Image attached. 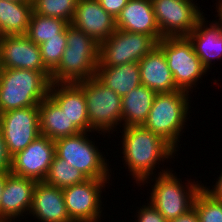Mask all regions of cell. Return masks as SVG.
<instances>
[{"label": "cell", "mask_w": 222, "mask_h": 222, "mask_svg": "<svg viewBox=\"0 0 222 222\" xmlns=\"http://www.w3.org/2000/svg\"><path fill=\"white\" fill-rule=\"evenodd\" d=\"M121 129L119 130L122 133L120 153L123 156L120 158L124 162L123 165L125 164V169H128L127 171L130 173L128 175L132 176L131 179H134L137 186L150 177L171 170L170 166L166 167L163 163L165 160H174V156H178V154L162 137L143 125L122 127ZM160 164L163 165L161 169ZM156 168L161 171L158 172Z\"/></svg>", "instance_id": "obj_1"}, {"label": "cell", "mask_w": 222, "mask_h": 222, "mask_svg": "<svg viewBox=\"0 0 222 222\" xmlns=\"http://www.w3.org/2000/svg\"><path fill=\"white\" fill-rule=\"evenodd\" d=\"M66 48L51 72V83H77L96 76L99 44L71 24L66 29Z\"/></svg>", "instance_id": "obj_2"}, {"label": "cell", "mask_w": 222, "mask_h": 222, "mask_svg": "<svg viewBox=\"0 0 222 222\" xmlns=\"http://www.w3.org/2000/svg\"><path fill=\"white\" fill-rule=\"evenodd\" d=\"M50 71L0 69V113L39 106L49 95Z\"/></svg>", "instance_id": "obj_3"}, {"label": "cell", "mask_w": 222, "mask_h": 222, "mask_svg": "<svg viewBox=\"0 0 222 222\" xmlns=\"http://www.w3.org/2000/svg\"><path fill=\"white\" fill-rule=\"evenodd\" d=\"M191 94L178 90L157 93L147 120L143 126L162 137L177 152L181 147L180 139L185 133L191 109ZM191 109V110H189ZM189 115V116H188Z\"/></svg>", "instance_id": "obj_4"}, {"label": "cell", "mask_w": 222, "mask_h": 222, "mask_svg": "<svg viewBox=\"0 0 222 222\" xmlns=\"http://www.w3.org/2000/svg\"><path fill=\"white\" fill-rule=\"evenodd\" d=\"M173 170L150 177L144 180L139 187L150 184L152 190L146 199L163 217L169 221L187 213L193 208L195 196L203 187L202 181L192 180L185 182L178 178ZM151 182V183H150ZM183 183V184H182ZM202 183V184H201Z\"/></svg>", "instance_id": "obj_5"}, {"label": "cell", "mask_w": 222, "mask_h": 222, "mask_svg": "<svg viewBox=\"0 0 222 222\" xmlns=\"http://www.w3.org/2000/svg\"><path fill=\"white\" fill-rule=\"evenodd\" d=\"M91 133L80 132L55 140V154L69 166L80 170L88 179L110 180L112 168L110 169L109 159H106L105 152L99 149V145L95 144V137L94 140L91 138L93 131Z\"/></svg>", "instance_id": "obj_6"}, {"label": "cell", "mask_w": 222, "mask_h": 222, "mask_svg": "<svg viewBox=\"0 0 222 222\" xmlns=\"http://www.w3.org/2000/svg\"><path fill=\"white\" fill-rule=\"evenodd\" d=\"M77 84L84 92L90 132L110 138V133L112 135L120 129L119 127L122 128V97L103 85L96 77Z\"/></svg>", "instance_id": "obj_7"}, {"label": "cell", "mask_w": 222, "mask_h": 222, "mask_svg": "<svg viewBox=\"0 0 222 222\" xmlns=\"http://www.w3.org/2000/svg\"><path fill=\"white\" fill-rule=\"evenodd\" d=\"M157 46L166 57L176 88L191 94L209 72L196 55L192 42L188 37H166Z\"/></svg>", "instance_id": "obj_8"}, {"label": "cell", "mask_w": 222, "mask_h": 222, "mask_svg": "<svg viewBox=\"0 0 222 222\" xmlns=\"http://www.w3.org/2000/svg\"><path fill=\"white\" fill-rule=\"evenodd\" d=\"M157 44L158 42L152 36L116 29L111 36L99 44L97 67L139 62Z\"/></svg>", "instance_id": "obj_9"}, {"label": "cell", "mask_w": 222, "mask_h": 222, "mask_svg": "<svg viewBox=\"0 0 222 222\" xmlns=\"http://www.w3.org/2000/svg\"><path fill=\"white\" fill-rule=\"evenodd\" d=\"M196 2L197 0H151L162 38L187 37L196 28L198 21L206 14Z\"/></svg>", "instance_id": "obj_10"}, {"label": "cell", "mask_w": 222, "mask_h": 222, "mask_svg": "<svg viewBox=\"0 0 222 222\" xmlns=\"http://www.w3.org/2000/svg\"><path fill=\"white\" fill-rule=\"evenodd\" d=\"M109 181L112 180L87 179L62 189L66 210L73 222H99L104 217L101 194L111 184Z\"/></svg>", "instance_id": "obj_11"}, {"label": "cell", "mask_w": 222, "mask_h": 222, "mask_svg": "<svg viewBox=\"0 0 222 222\" xmlns=\"http://www.w3.org/2000/svg\"><path fill=\"white\" fill-rule=\"evenodd\" d=\"M0 132L11 156L22 151L41 135L39 107H25L0 113Z\"/></svg>", "instance_id": "obj_12"}, {"label": "cell", "mask_w": 222, "mask_h": 222, "mask_svg": "<svg viewBox=\"0 0 222 222\" xmlns=\"http://www.w3.org/2000/svg\"><path fill=\"white\" fill-rule=\"evenodd\" d=\"M55 155V141L40 135L25 149L12 156L10 173L44 181Z\"/></svg>", "instance_id": "obj_13"}, {"label": "cell", "mask_w": 222, "mask_h": 222, "mask_svg": "<svg viewBox=\"0 0 222 222\" xmlns=\"http://www.w3.org/2000/svg\"><path fill=\"white\" fill-rule=\"evenodd\" d=\"M0 68L49 71L42 61L39 45L26 35L0 37Z\"/></svg>", "instance_id": "obj_14"}, {"label": "cell", "mask_w": 222, "mask_h": 222, "mask_svg": "<svg viewBox=\"0 0 222 222\" xmlns=\"http://www.w3.org/2000/svg\"><path fill=\"white\" fill-rule=\"evenodd\" d=\"M70 24L98 44L105 41L116 30L115 18L102 8L98 0H78Z\"/></svg>", "instance_id": "obj_15"}, {"label": "cell", "mask_w": 222, "mask_h": 222, "mask_svg": "<svg viewBox=\"0 0 222 222\" xmlns=\"http://www.w3.org/2000/svg\"><path fill=\"white\" fill-rule=\"evenodd\" d=\"M37 181L10 173L6 177L5 187L0 201V219L21 222L28 218L32 205L34 187ZM26 214V215H25ZM18 218V219H17Z\"/></svg>", "instance_id": "obj_16"}, {"label": "cell", "mask_w": 222, "mask_h": 222, "mask_svg": "<svg viewBox=\"0 0 222 222\" xmlns=\"http://www.w3.org/2000/svg\"><path fill=\"white\" fill-rule=\"evenodd\" d=\"M29 216L36 222H73L66 210L62 189L37 182L34 187Z\"/></svg>", "instance_id": "obj_17"}, {"label": "cell", "mask_w": 222, "mask_h": 222, "mask_svg": "<svg viewBox=\"0 0 222 222\" xmlns=\"http://www.w3.org/2000/svg\"><path fill=\"white\" fill-rule=\"evenodd\" d=\"M115 24L119 30L149 35L157 42L162 39L151 0H128L116 17Z\"/></svg>", "instance_id": "obj_18"}, {"label": "cell", "mask_w": 222, "mask_h": 222, "mask_svg": "<svg viewBox=\"0 0 222 222\" xmlns=\"http://www.w3.org/2000/svg\"><path fill=\"white\" fill-rule=\"evenodd\" d=\"M49 96L81 132L90 131L84 92L77 83H51Z\"/></svg>", "instance_id": "obj_19"}, {"label": "cell", "mask_w": 222, "mask_h": 222, "mask_svg": "<svg viewBox=\"0 0 222 222\" xmlns=\"http://www.w3.org/2000/svg\"><path fill=\"white\" fill-rule=\"evenodd\" d=\"M206 19L203 16L187 37L192 42L196 55L209 71L215 59L218 61L222 58V23L217 18L211 23Z\"/></svg>", "instance_id": "obj_20"}, {"label": "cell", "mask_w": 222, "mask_h": 222, "mask_svg": "<svg viewBox=\"0 0 222 222\" xmlns=\"http://www.w3.org/2000/svg\"><path fill=\"white\" fill-rule=\"evenodd\" d=\"M141 84L156 93L178 91L163 51L156 46L139 62Z\"/></svg>", "instance_id": "obj_21"}, {"label": "cell", "mask_w": 222, "mask_h": 222, "mask_svg": "<svg viewBox=\"0 0 222 222\" xmlns=\"http://www.w3.org/2000/svg\"><path fill=\"white\" fill-rule=\"evenodd\" d=\"M38 107L41 135L55 141L81 132L49 95L40 102Z\"/></svg>", "instance_id": "obj_22"}, {"label": "cell", "mask_w": 222, "mask_h": 222, "mask_svg": "<svg viewBox=\"0 0 222 222\" xmlns=\"http://www.w3.org/2000/svg\"><path fill=\"white\" fill-rule=\"evenodd\" d=\"M95 77L120 97L141 85L138 62L112 67H97Z\"/></svg>", "instance_id": "obj_23"}, {"label": "cell", "mask_w": 222, "mask_h": 222, "mask_svg": "<svg viewBox=\"0 0 222 222\" xmlns=\"http://www.w3.org/2000/svg\"><path fill=\"white\" fill-rule=\"evenodd\" d=\"M156 92L139 85L122 97V127L141 126L147 120Z\"/></svg>", "instance_id": "obj_24"}, {"label": "cell", "mask_w": 222, "mask_h": 222, "mask_svg": "<svg viewBox=\"0 0 222 222\" xmlns=\"http://www.w3.org/2000/svg\"><path fill=\"white\" fill-rule=\"evenodd\" d=\"M33 13V3L0 0V37L26 35Z\"/></svg>", "instance_id": "obj_25"}, {"label": "cell", "mask_w": 222, "mask_h": 222, "mask_svg": "<svg viewBox=\"0 0 222 222\" xmlns=\"http://www.w3.org/2000/svg\"><path fill=\"white\" fill-rule=\"evenodd\" d=\"M69 24L59 18L43 16L33 11L26 36L37 45L59 35H66Z\"/></svg>", "instance_id": "obj_26"}, {"label": "cell", "mask_w": 222, "mask_h": 222, "mask_svg": "<svg viewBox=\"0 0 222 222\" xmlns=\"http://www.w3.org/2000/svg\"><path fill=\"white\" fill-rule=\"evenodd\" d=\"M88 178L80 171L56 154L53 157L49 172L44 180L46 184L60 189L70 187L86 181Z\"/></svg>", "instance_id": "obj_27"}, {"label": "cell", "mask_w": 222, "mask_h": 222, "mask_svg": "<svg viewBox=\"0 0 222 222\" xmlns=\"http://www.w3.org/2000/svg\"><path fill=\"white\" fill-rule=\"evenodd\" d=\"M33 11L39 15L55 17L70 24L78 0H33Z\"/></svg>", "instance_id": "obj_28"}, {"label": "cell", "mask_w": 222, "mask_h": 222, "mask_svg": "<svg viewBox=\"0 0 222 222\" xmlns=\"http://www.w3.org/2000/svg\"><path fill=\"white\" fill-rule=\"evenodd\" d=\"M200 222H222V201L216 200L203 187L194 199Z\"/></svg>", "instance_id": "obj_29"}, {"label": "cell", "mask_w": 222, "mask_h": 222, "mask_svg": "<svg viewBox=\"0 0 222 222\" xmlns=\"http://www.w3.org/2000/svg\"><path fill=\"white\" fill-rule=\"evenodd\" d=\"M66 43V35H59V38L48 39L39 45L44 66L50 72L59 65Z\"/></svg>", "instance_id": "obj_30"}, {"label": "cell", "mask_w": 222, "mask_h": 222, "mask_svg": "<svg viewBox=\"0 0 222 222\" xmlns=\"http://www.w3.org/2000/svg\"><path fill=\"white\" fill-rule=\"evenodd\" d=\"M143 204L134 213V222H167L161 213H159L148 201ZM140 208V209H139ZM137 218V219H136Z\"/></svg>", "instance_id": "obj_31"}, {"label": "cell", "mask_w": 222, "mask_h": 222, "mask_svg": "<svg viewBox=\"0 0 222 222\" xmlns=\"http://www.w3.org/2000/svg\"><path fill=\"white\" fill-rule=\"evenodd\" d=\"M12 156L9 154L7 144L0 132V172H10Z\"/></svg>", "instance_id": "obj_32"}, {"label": "cell", "mask_w": 222, "mask_h": 222, "mask_svg": "<svg viewBox=\"0 0 222 222\" xmlns=\"http://www.w3.org/2000/svg\"><path fill=\"white\" fill-rule=\"evenodd\" d=\"M102 8L116 19L128 0H98Z\"/></svg>", "instance_id": "obj_33"}, {"label": "cell", "mask_w": 222, "mask_h": 222, "mask_svg": "<svg viewBox=\"0 0 222 222\" xmlns=\"http://www.w3.org/2000/svg\"><path fill=\"white\" fill-rule=\"evenodd\" d=\"M221 173L219 174V177H217L215 184L213 186H206L203 184V189L208 192L213 198L216 200L222 201V169H220Z\"/></svg>", "instance_id": "obj_34"}, {"label": "cell", "mask_w": 222, "mask_h": 222, "mask_svg": "<svg viewBox=\"0 0 222 222\" xmlns=\"http://www.w3.org/2000/svg\"><path fill=\"white\" fill-rule=\"evenodd\" d=\"M167 222H200V220L195 208L193 207L187 213Z\"/></svg>", "instance_id": "obj_35"}, {"label": "cell", "mask_w": 222, "mask_h": 222, "mask_svg": "<svg viewBox=\"0 0 222 222\" xmlns=\"http://www.w3.org/2000/svg\"><path fill=\"white\" fill-rule=\"evenodd\" d=\"M10 174V172H0V201L2 197V193L5 187L6 177Z\"/></svg>", "instance_id": "obj_36"}, {"label": "cell", "mask_w": 222, "mask_h": 222, "mask_svg": "<svg viewBox=\"0 0 222 222\" xmlns=\"http://www.w3.org/2000/svg\"><path fill=\"white\" fill-rule=\"evenodd\" d=\"M216 5H215V9H216V12L218 13L216 16H215V18L216 17H219V21L222 23V0H218L217 1V3H215Z\"/></svg>", "instance_id": "obj_37"}, {"label": "cell", "mask_w": 222, "mask_h": 222, "mask_svg": "<svg viewBox=\"0 0 222 222\" xmlns=\"http://www.w3.org/2000/svg\"><path fill=\"white\" fill-rule=\"evenodd\" d=\"M10 2H15V3H32L30 0H6Z\"/></svg>", "instance_id": "obj_38"}, {"label": "cell", "mask_w": 222, "mask_h": 222, "mask_svg": "<svg viewBox=\"0 0 222 222\" xmlns=\"http://www.w3.org/2000/svg\"><path fill=\"white\" fill-rule=\"evenodd\" d=\"M0 222H16V221L10 219H0Z\"/></svg>", "instance_id": "obj_39"}]
</instances>
